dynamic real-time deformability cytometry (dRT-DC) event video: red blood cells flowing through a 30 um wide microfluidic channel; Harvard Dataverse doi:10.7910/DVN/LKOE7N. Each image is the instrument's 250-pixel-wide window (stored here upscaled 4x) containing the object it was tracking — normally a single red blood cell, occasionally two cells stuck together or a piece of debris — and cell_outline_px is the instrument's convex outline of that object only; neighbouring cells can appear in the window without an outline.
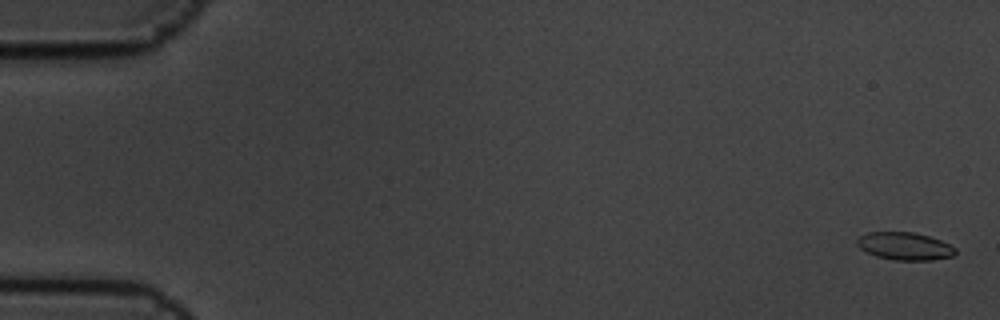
{"species": "common noctule bat (a hibernating species)", "species_latin": "Nyctalus noctula", "temperature_condition": "cold", "stored_images_in_passage": 6, "camera_frame_rate_fps": 3000, "um_per_image_px": 0.085, "animal": {"sex": "male", "body_mass_g": 19.5, "forearm_length_mm": 54.6}, "frame": {"image": 1, "passage_image": 1, "time_ms": 0.0, "image_size_px": [1000, 320], "cell_outline_px": [[956, 252], [952, 256], [932, 260], [892, 260], [876, 256], [860, 248], [856, 244], [856, 240], [860, 236], [868, 232], [916, 232], [940, 240], [956, 248]], "centroid_in_image_um": [76.89, 20.92], "position_along_channel_um": 8.1, "area_um2": 15.84}}
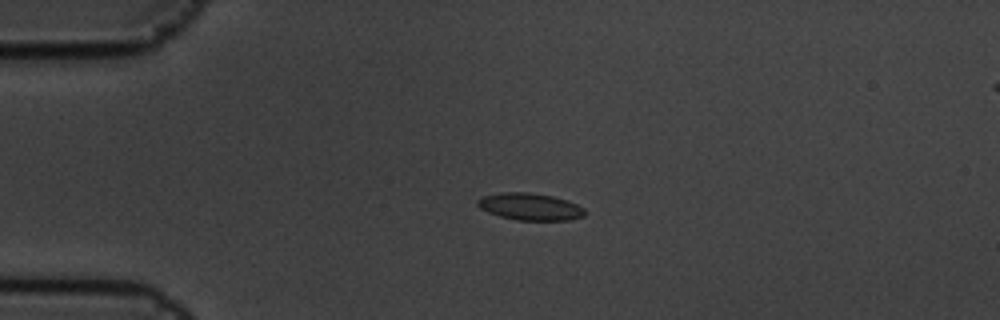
{"frame": {"image": 2, "passage_image": 5, "time_ms": 1.333, "image_size_px": [1000, 320], "cell_outline_px": [[584, 216], [568, 220], [516, 220], [500, 216], [488, 212], [480, 208], [476, 204], [476, 200], [480, 196], [500, 192], [528, 192], [552, 196], [568, 200], [584, 208]], "centroid_in_image_um": [45.01, 17.55], "position_along_channel_um": 40.0, "area_um2": 16.99}}
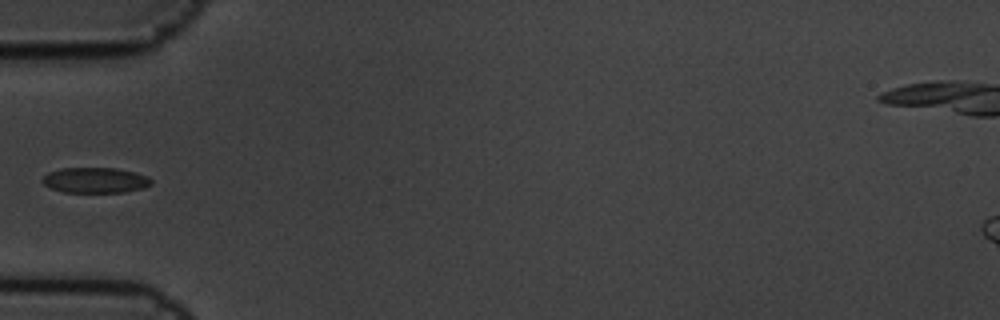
{"frame": {"image": 3, "passage_image": 6, "time_ms": 1.667, "image_size_px": [1000, 320], "cell_outline_px": [[152, 184], [144, 188], [124, 192], [64, 192], [52, 188], [44, 184], [40, 180], [48, 172], [60, 168], [116, 168], [136, 172], [148, 176], [152, 180]], "centroid_in_image_um": [8.12, 15.31], "position_along_channel_um": 76.9, "area_um2": 16.24}}